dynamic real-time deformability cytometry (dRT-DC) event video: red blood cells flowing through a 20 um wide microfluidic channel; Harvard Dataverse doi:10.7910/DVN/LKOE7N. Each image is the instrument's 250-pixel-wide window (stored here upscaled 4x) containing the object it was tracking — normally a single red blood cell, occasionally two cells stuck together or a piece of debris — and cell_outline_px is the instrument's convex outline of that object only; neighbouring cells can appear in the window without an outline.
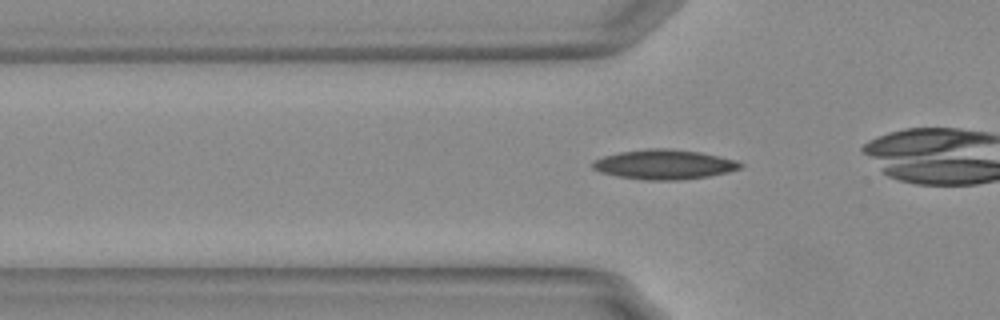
{"species": "Egyptian fruit bat (a non-hibernating species)", "species_latin": "Rousettus aegyptiacus", "temperature_condition": "warm", "stored_images_in_passage": 35, "camera_frame_rate_fps": 3000, "um_per_image_px": 0.085, "animal": {"sex": "female"}, "frame": {"image": 1, "passage_image": 5, "time_ms": 1.333, "image_size_px": [1000, 320], "cell_outline_px": [[744, 164], [740, 168], [728, 172], [708, 176], [680, 180], [644, 180], [620, 176], [600, 172], [592, 168], [592, 160], [604, 156], [620, 152], [644, 148], [672, 148], [700, 152], [736, 160]], "centroid_in_image_um": [56.45, 13.97], "position_along_channel_um": 69.4, "area_um2": 25.61}}
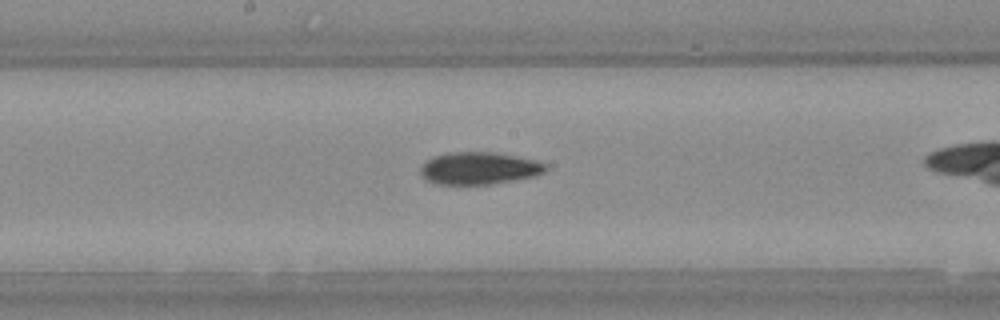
{"frame": {"image": 2, "passage_image": 16, "time_ms": 5.0, "image_size_px": [1000, 320], "cell_outline_px": [[548, 168], [544, 172], [532, 176], [512, 180], [488, 184], [436, 184], [428, 180], [420, 172], [420, 168], [432, 156], [448, 152], [496, 152], [536, 160], [548, 164]], "centroid_in_image_um": [40.73, 14.28], "position_along_channel_um": 207.5, "area_um2": 23.41}, "authors_computed_cell_mechanics": {"area_um2": 23.2356, "velocity_mm_per_s": 3.7648, "shape_relaxation_time_tau1_ms": 6.606, "shape_relaxation_time_tau2_ms": 6.7693, "deformation_change_tau1": 0.1957, "deformation_change_tau2": 0.1081}}